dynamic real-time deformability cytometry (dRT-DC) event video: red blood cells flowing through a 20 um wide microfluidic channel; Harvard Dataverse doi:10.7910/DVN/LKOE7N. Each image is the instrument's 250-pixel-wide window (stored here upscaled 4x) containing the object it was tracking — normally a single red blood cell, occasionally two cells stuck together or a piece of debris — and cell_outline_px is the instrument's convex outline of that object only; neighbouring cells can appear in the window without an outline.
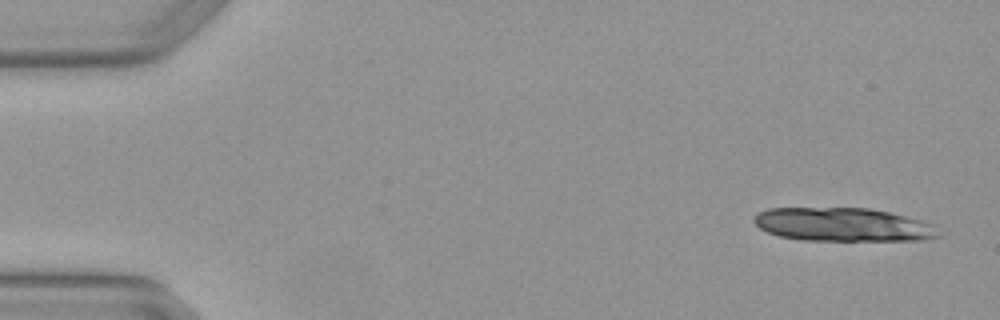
{"species": "Egyptian fruit bat (a non-hibernating species)", "species_latin": "Rousettus aegyptiacus", "temperature_condition": "warm", "stored_images_in_passage": 4, "camera_frame_rate_fps": 3000, "um_per_image_px": 0.085, "animal": {"sex": "female"}, "frame": {"image": 1, "passage_image": 1, "time_ms": 0.0, "image_size_px": [1000, 320], "cell_outline_px": [[944, 236], [920, 240], [804, 240], [780, 236], [768, 232], [760, 228], [752, 220], [752, 216], [768, 208], [868, 208], [888, 212], [924, 220], [936, 224]], "centroid_in_image_um": [71.73, 19.09], "position_along_channel_um": 13.3, "area_um2": 36.36}}
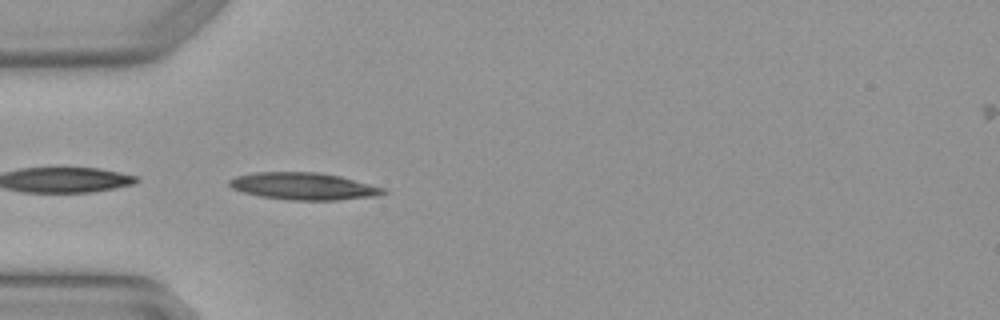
{"frame": {"image": 2, "passage_image": 4, "time_ms": 1.0, "image_size_px": [1000, 320], "cell_outline_px": [[388, 192], [376, 196], [336, 200], [292, 200], [260, 196], [244, 192], [232, 188], [228, 184], [228, 180], [236, 176], [252, 172], [320, 172], [340, 176], [384, 188]], "centroid_in_image_um": [25.79, 15.82], "position_along_channel_um": 59.2, "area_um2": 24.28}}